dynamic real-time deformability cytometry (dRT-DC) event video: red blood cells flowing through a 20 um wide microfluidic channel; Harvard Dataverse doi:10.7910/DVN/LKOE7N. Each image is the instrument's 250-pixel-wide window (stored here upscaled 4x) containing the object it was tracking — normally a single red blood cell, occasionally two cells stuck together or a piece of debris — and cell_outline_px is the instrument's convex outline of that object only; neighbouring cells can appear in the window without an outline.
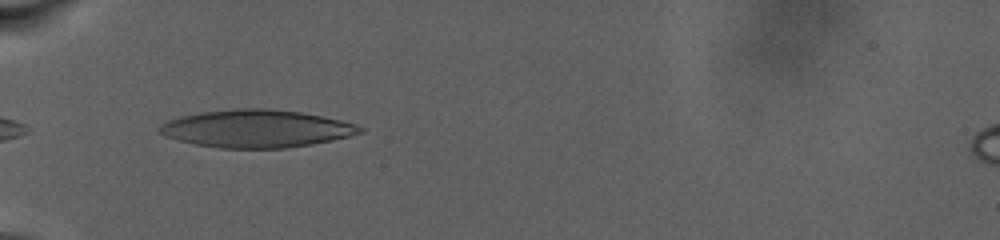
{"species": "human", "species_latin": "Homo sapiens", "temperature_condition": "warm", "stored_images_in_passage": 51, "camera_frame_rate_fps": 3000, "um_per_image_px": 0.085, "donor": {"sex": "male"}, "frame": {"image": 1, "passage_image": 1, "time_ms": 0.0, "image_size_px": [1000, 240], "cell_outline_px": [[364, 132], [332, 140], [312, 144], [284, 148], [220, 148], [196, 144], [176, 140], [164, 136], [156, 132], [156, 128], [160, 124], [168, 120], [180, 116], [200, 112], [236, 108], [268, 108], [300, 112], [324, 116], [356, 124], [364, 128]], "centroid_in_image_um": [21.75, 10.93], "position_along_channel_um": 63.3, "area_um2": 44.27}}
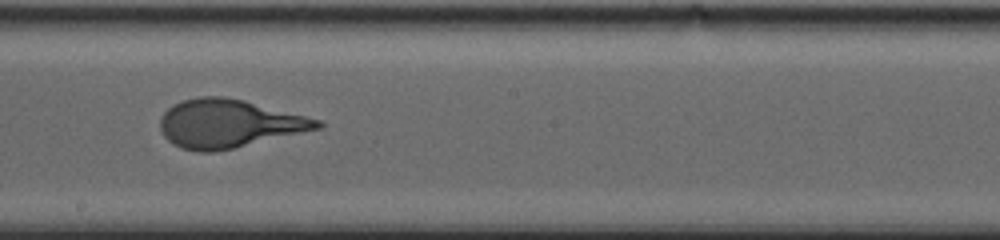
{"frame": {"image": 2, "passage_image": 22, "time_ms": 7.0, "image_size_px": [1000, 240], "cell_outline_px": [[324, 124], [320, 128], [216, 152], [200, 152], [180, 148], [172, 144], [164, 136], [160, 128], [160, 120], [164, 112], [172, 104], [184, 100], [200, 96], [224, 96], [244, 100], [320, 120]], "centroid_in_image_um": [19.4, 10.51], "position_along_channel_um": 228.8, "area_um2": 43.93}}
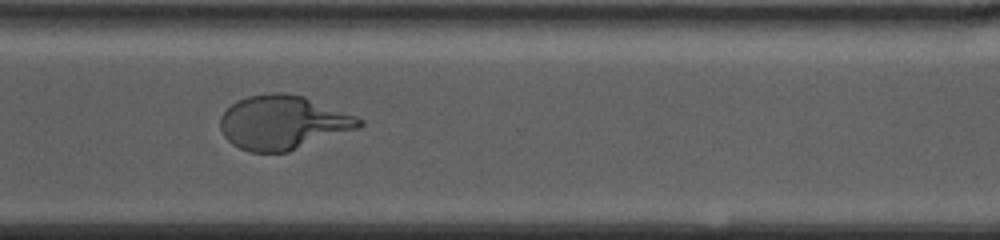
{"frame": {"image": 3, "passage_image": 36, "time_ms": 11.667, "image_size_px": [1000, 240], "cell_outline_px": [[364, 124], [356, 128], [288, 152], [252, 152], [240, 148], [232, 144], [224, 136], [220, 128], [220, 116], [236, 100], [248, 96], [272, 92], [284, 92], [304, 96], [356, 116], [364, 120]], "centroid_in_image_um": [24.02, 10.4], "position_along_channel_um": 346.6, "area_um2": 43.47}, "authors_computed_cell_mechanics": {"area_um2": 43.8124, "velocity_mm_per_s": 2.5254, "shape_relaxation_time_tau1_ms": 7.5647, "shape_relaxation_time_tau2_ms": null, "deformation_change_tau1": 0.2776, "deformation_change_tau2": null}}